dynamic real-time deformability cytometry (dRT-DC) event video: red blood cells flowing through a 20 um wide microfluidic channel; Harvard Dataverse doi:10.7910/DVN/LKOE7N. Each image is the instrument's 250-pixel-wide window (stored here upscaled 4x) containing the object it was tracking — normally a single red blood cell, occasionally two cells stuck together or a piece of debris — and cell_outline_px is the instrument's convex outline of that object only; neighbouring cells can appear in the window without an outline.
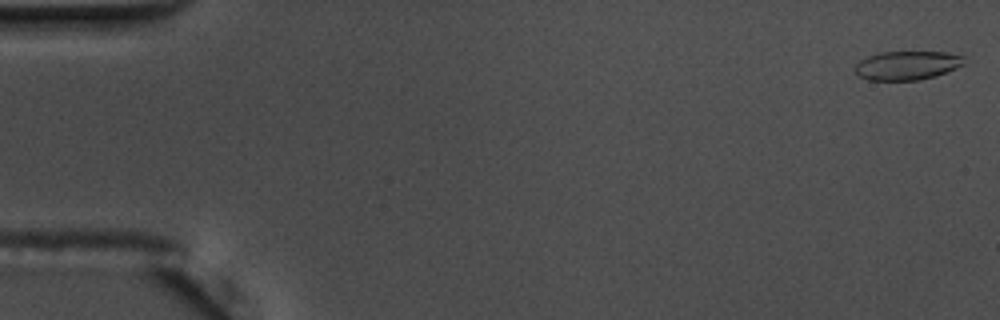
{"species": "common noctule bat (a hibernating species)", "species_latin": "Nyctalus noctula", "temperature_condition": "warm", "stored_images_in_passage": 56, "camera_frame_rate_fps": 3000, "um_per_image_px": 0.085, "animal": {"sex": "male", "body_mass_g": 17.5, "forearm_length_mm": 52.3}, "frame": {"image": 1, "passage_image": 1, "time_ms": 0.0, "image_size_px": [1000, 320], "cell_outline_px": [[964, 64], [956, 68], [936, 76], [920, 80], [868, 80], [860, 76], [856, 72], [856, 64], [860, 60], [868, 56], [880, 52], [948, 52], [964, 56]], "centroid_in_image_um": [77.13, 5.56], "position_along_channel_um": 7.9, "area_um2": 18.32}}
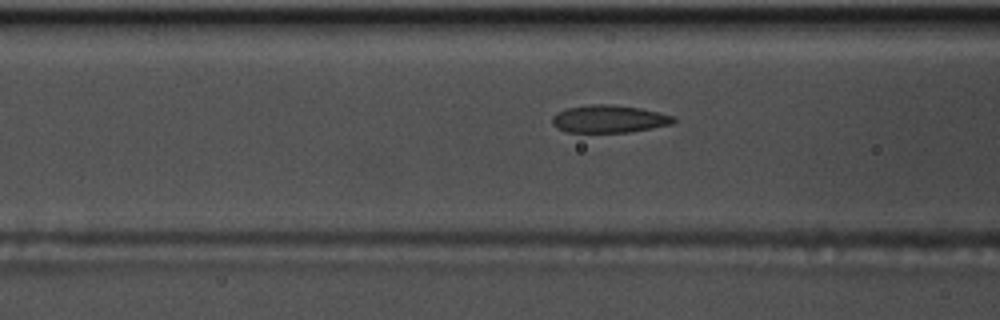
{"frame": {"image": 2, "passage_image": 22, "time_ms": 7.0, "image_size_px": [1000, 320], "cell_outline_px": [[676, 120], [672, 124], [628, 132], [568, 132], [556, 128], [552, 124], [552, 116], [556, 112], [568, 108], [592, 104], [612, 104], [640, 108], [672, 116]], "centroid_in_image_um": [51.71, 10.11], "position_along_channel_um": 114.9, "area_um2": 19.36}}
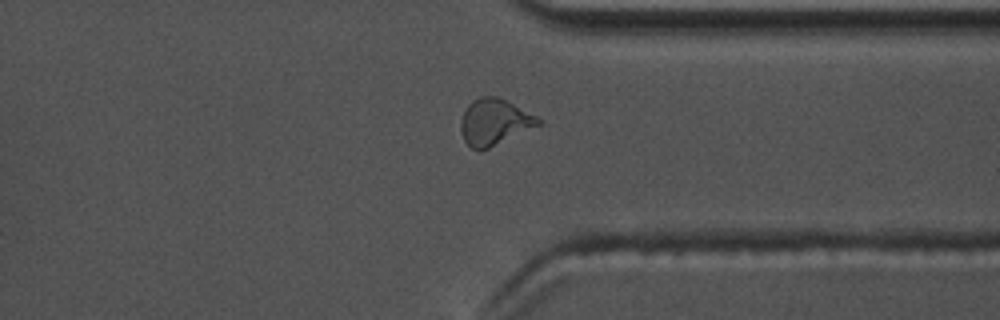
{"frame": {"image": 3, "passage_image": 43, "time_ms": 14.0, "image_size_px": [1000, 320], "cell_outline_px": [[544, 124], [480, 152], [472, 148], [464, 140], [460, 132], [460, 120], [464, 108], [472, 100], [480, 96], [496, 96], [544, 120]], "centroid_in_image_um": [42.01, 10.39], "position_along_channel_um": 369.4, "area_um2": 21.21}, "authors_computed_cell_mechanics": {"area_um2": 19.6809, "velocity_mm_per_s": 3.6586, "shape_relaxation_time_tau1_ms": 7.9119, "shape_relaxation_time_tau2_ms": 0.8352, "deformation_change_tau1": 0.2453, "deformation_change_tau2": 0.0806}}